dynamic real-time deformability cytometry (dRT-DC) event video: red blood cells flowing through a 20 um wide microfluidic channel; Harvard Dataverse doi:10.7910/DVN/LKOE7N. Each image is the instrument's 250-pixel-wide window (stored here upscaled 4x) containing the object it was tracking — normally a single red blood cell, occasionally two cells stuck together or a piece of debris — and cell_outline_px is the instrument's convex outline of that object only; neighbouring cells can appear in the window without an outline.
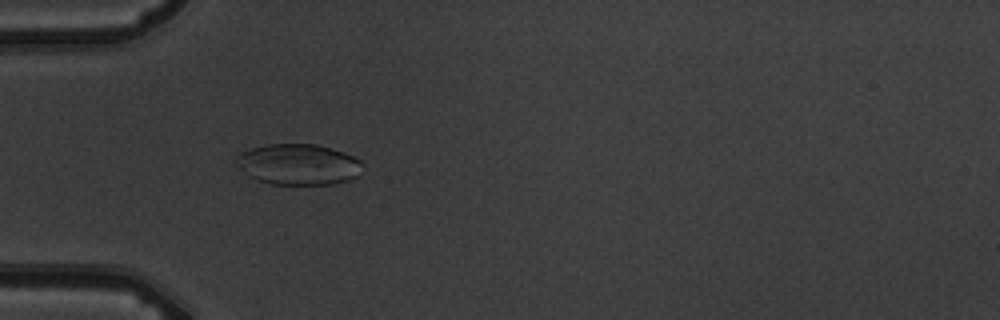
{"species": "common noctule bat (a hibernating species)", "species_latin": "Nyctalus noctula", "temperature_condition": "warm", "stored_images_in_passage": 2, "camera_frame_rate_fps": 3000, "um_per_image_px": 0.085, "animal": {"sex": "male", "body_mass_g": 19.5, "forearm_length_mm": 54.6}, "frame": {"image": 1, "passage_image": 1, "time_ms": 0.0, "image_size_px": [1000, 320], "cell_outline_px": [[364, 164], [356, 176], [348, 180], [332, 184], [272, 184], [260, 180], [252, 176], [240, 168], [236, 164], [236, 156], [252, 148], [268, 144], [316, 144], [332, 148], [344, 152], [360, 160]], "centroid_in_image_um": [25.4, 13.96], "position_along_channel_um": 59.6, "area_um2": 29.71}}
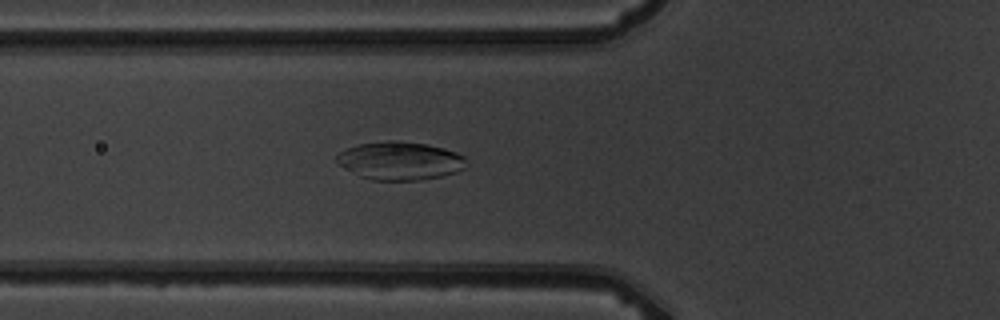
{"frame": {"image": 2, "passage_image": 2, "time_ms": 1.0, "image_size_px": [1000, 320], "cell_outline_px": [[464, 168], [456, 172], [440, 176], [420, 180], [372, 180], [360, 176], [344, 168], [336, 160], [336, 156], [340, 152], [356, 144], [388, 140], [400, 140], [428, 144], [456, 152], [464, 156]], "centroid_in_image_um": [33.97, 13.65], "position_along_channel_um": 91.8, "area_um2": 28.78}}